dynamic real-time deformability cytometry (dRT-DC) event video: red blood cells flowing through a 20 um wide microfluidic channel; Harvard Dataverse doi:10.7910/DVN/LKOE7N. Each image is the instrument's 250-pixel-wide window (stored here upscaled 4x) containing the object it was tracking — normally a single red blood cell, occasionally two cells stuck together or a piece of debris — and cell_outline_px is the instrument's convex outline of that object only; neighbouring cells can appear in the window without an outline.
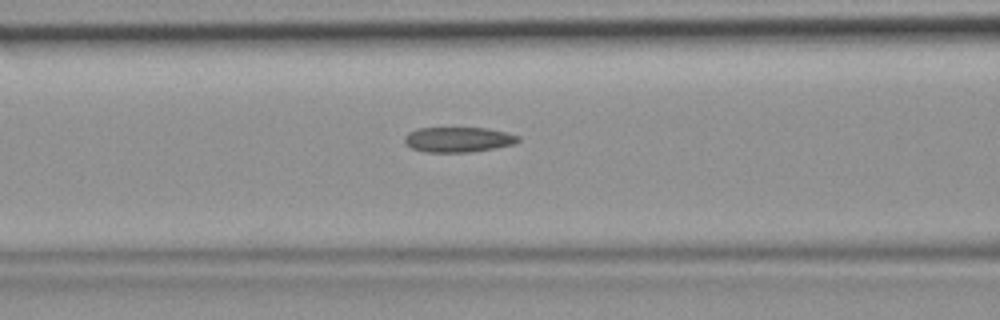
{"species": "common noctule bat (a hibernating species)", "species_latin": "Nyctalus noctula", "temperature_condition": "room temperature", "stored_images_in_passage": 35, "camera_frame_rate_fps": 3000, "um_per_image_px": 0.085, "animal": {"sex": "female", "body_mass_g": 19.9}, "frame": {"image": 1, "passage_image": 14, "time_ms": 4.333, "image_size_px": [1000, 320], "cell_outline_px": [[520, 140], [512, 144], [492, 148], [468, 152], [424, 152], [412, 148], [404, 144], [404, 136], [408, 132], [416, 128], [488, 128], [508, 132], [520, 136]], "centroid_in_image_um": [38.91, 11.85], "position_along_channel_um": 127.7, "area_um2": 16.7}}
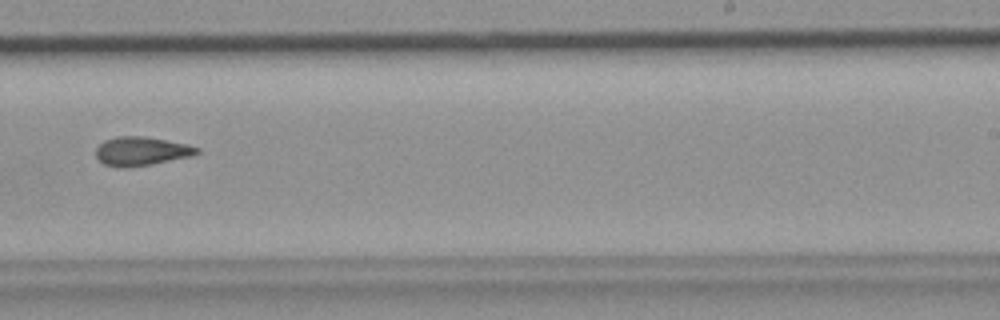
{"frame": {"image": 2, "passage_image": 24, "time_ms": 7.667, "image_size_px": [1000, 320], "cell_outline_px": [[200, 152], [188, 156], [152, 164], [124, 168], [120, 168], [104, 164], [96, 156], [96, 148], [104, 140], [116, 136], [144, 136], [188, 144], [200, 148]], "centroid_in_image_um": [11.99, 12.84], "position_along_channel_um": 277.0, "area_um2": 16.88}}
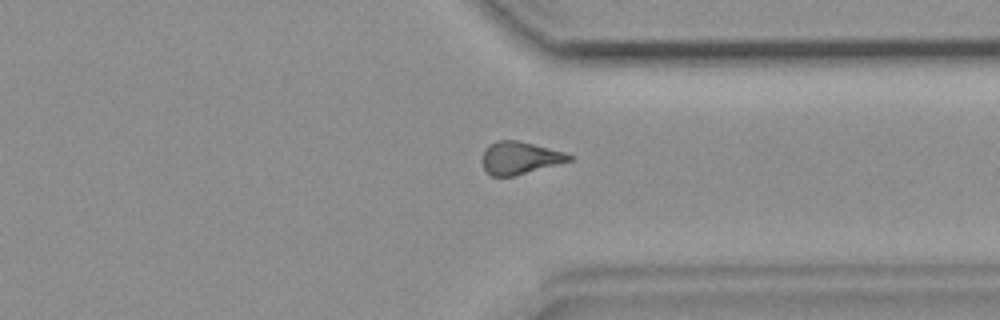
{"frame": {"image": 3, "passage_image": 30, "time_ms": 9.667, "image_size_px": [1000, 320], "cell_outline_px": [[572, 160], [512, 176], [492, 176], [484, 168], [484, 148], [488, 144], [496, 140], [516, 140], [564, 152], [572, 156]], "centroid_in_image_um": [44.16, 13.4], "position_along_channel_um": 367.2, "area_um2": 16.01}}